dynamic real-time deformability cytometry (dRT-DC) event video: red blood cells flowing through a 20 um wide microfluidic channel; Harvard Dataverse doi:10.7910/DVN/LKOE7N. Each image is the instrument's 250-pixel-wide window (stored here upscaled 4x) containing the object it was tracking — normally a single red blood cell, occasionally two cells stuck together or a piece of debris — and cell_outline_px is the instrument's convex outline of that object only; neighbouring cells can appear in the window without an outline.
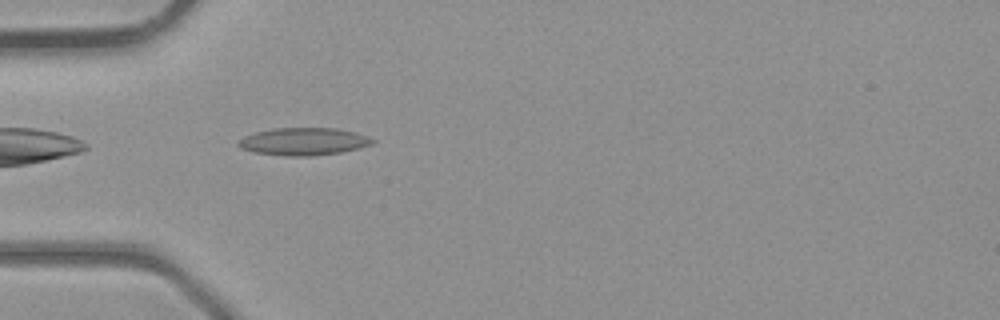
{"species": "common noctule bat (a hibernating species)", "species_latin": "Nyctalus noctula", "temperature_condition": "room temperature", "stored_images_in_passage": 4, "camera_frame_rate_fps": 3000, "um_per_image_px": 0.085, "animal": {"sex": "male", "body_mass_g": 23.1, "forearm_length_mm": 52.7}, "frame": {"image": 1, "passage_image": 4, "time_ms": 3.667, "image_size_px": [1000, 320], "cell_outline_px": [[376, 140], [372, 144], [360, 148], [340, 152], [312, 156], [284, 156], [252, 152], [240, 148], [236, 144], [244, 136], [256, 132], [272, 128], [336, 128], [356, 132], [368, 136]], "centroid_in_image_um": [25.81, 12.03], "position_along_channel_um": 59.2, "area_um2": 21.68}}